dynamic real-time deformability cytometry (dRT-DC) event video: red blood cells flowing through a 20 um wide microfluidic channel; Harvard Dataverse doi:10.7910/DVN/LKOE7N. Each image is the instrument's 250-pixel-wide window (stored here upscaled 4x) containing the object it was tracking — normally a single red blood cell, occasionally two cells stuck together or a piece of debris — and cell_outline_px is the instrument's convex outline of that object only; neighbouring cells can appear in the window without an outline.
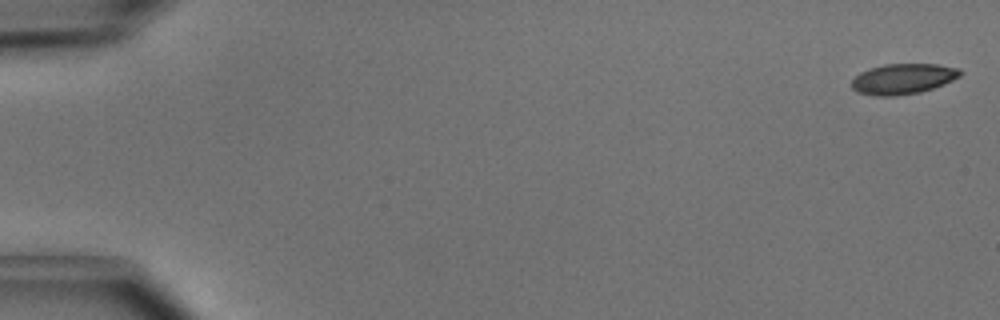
{"species": "common noctule bat (a hibernating species)", "species_latin": "Nyctalus noctula", "temperature_condition": "cold", "stored_images_in_passage": 50, "camera_frame_rate_fps": 3000, "um_per_image_px": 0.085, "animal": {"sex": "male", "body_mass_g": 15.6}, "frame": {"image": 1, "passage_image": 1, "time_ms": 0.0, "image_size_px": [1000, 320], "cell_outline_px": [[964, 72], [960, 76], [944, 84], [920, 92], [896, 96], [872, 96], [856, 92], [852, 88], [852, 80], [860, 72], [884, 64], [936, 64], [960, 68]], "centroid_in_image_um": [76.76, 6.71], "position_along_channel_um": 8.2, "area_um2": 19.36}}
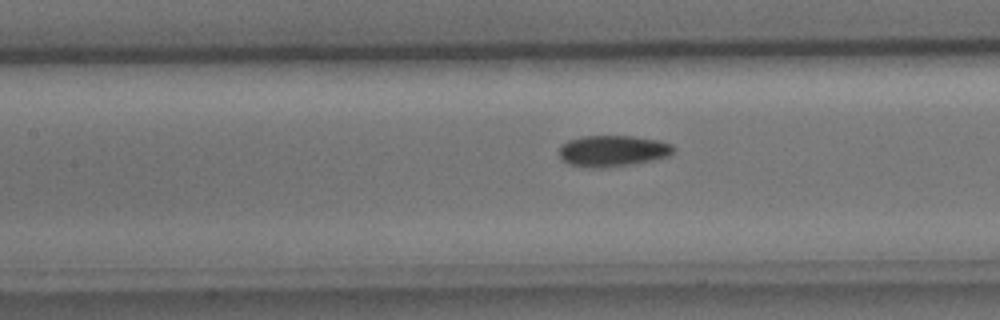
{"frame": {"image": 2, "passage_image": 23, "time_ms": 7.333, "image_size_px": [1000, 320], "cell_outline_px": [[676, 148], [668, 156], [652, 160], [632, 164], [600, 168], [588, 168], [568, 164], [560, 156], [560, 144], [568, 140], [584, 136], [632, 136], [656, 140], [672, 144]], "centroid_in_image_um": [52.06, 12.83], "position_along_channel_um": 155.3, "area_um2": 20.75}}
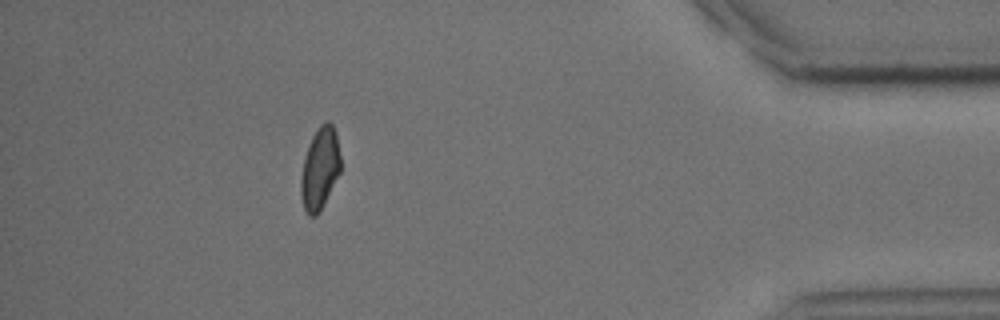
{"frame": {"image": 3, "passage_image": 45, "time_ms": 14.667, "image_size_px": [1000, 320], "cell_outline_px": [[340, 172], [320, 212], [316, 216], [308, 216], [304, 208], [300, 192], [300, 180], [304, 156], [312, 136], [316, 128], [320, 124], [328, 120], [332, 124], [336, 132], [340, 156]], "centroid_in_image_um": [27.18, 14.31], "position_along_channel_um": 408.0, "area_um2": 19.13}, "authors_computed_cell_mechanics": {"area_um2": 19.7676, "velocity_mm_per_s": 4.0573, "shape_relaxation_time_tau1_ms": 3.8183, "shape_relaxation_time_tau2_ms": null, "deformation_change_tau1": 0.098, "deformation_change_tau2": null}}